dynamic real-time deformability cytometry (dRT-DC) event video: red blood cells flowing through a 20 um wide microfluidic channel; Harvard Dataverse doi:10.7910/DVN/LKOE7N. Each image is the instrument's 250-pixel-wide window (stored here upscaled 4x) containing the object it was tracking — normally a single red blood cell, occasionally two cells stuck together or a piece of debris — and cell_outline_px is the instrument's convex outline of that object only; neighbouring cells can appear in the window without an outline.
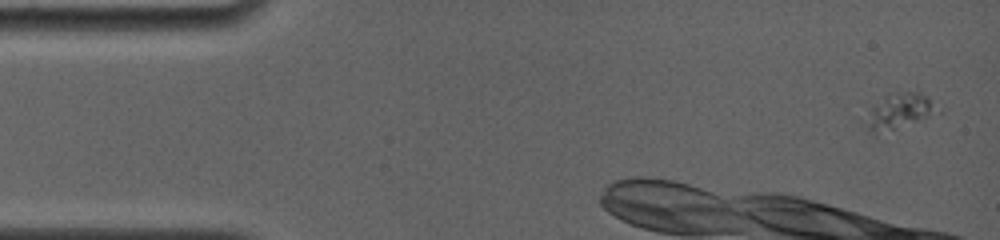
{"species": "common noctule bat (a hibernating species)", "species_latin": "Nyctalus noctula", "temperature_condition": "room temperature", "stored_images_in_passage": 7, "camera_frame_rate_fps": 4000, "um_per_image_px": 0.085, "animal": {"sex": "female", "body_mass_g": 19.0, "forearm_length_mm": 56.7}, "frame": {"image": 1, "passage_image": 1, "time_ms": 0.0, "image_size_px": [1000, 240], "cell_outline_px": [[944, 112], [892, 128], [868, 132], [868, 124], [872, 108], [888, 92], [920, 92], [928, 96]], "centroid_in_image_um": [76.6, 9.36], "position_along_channel_um": 8.4, "area_um2": 13.99}}